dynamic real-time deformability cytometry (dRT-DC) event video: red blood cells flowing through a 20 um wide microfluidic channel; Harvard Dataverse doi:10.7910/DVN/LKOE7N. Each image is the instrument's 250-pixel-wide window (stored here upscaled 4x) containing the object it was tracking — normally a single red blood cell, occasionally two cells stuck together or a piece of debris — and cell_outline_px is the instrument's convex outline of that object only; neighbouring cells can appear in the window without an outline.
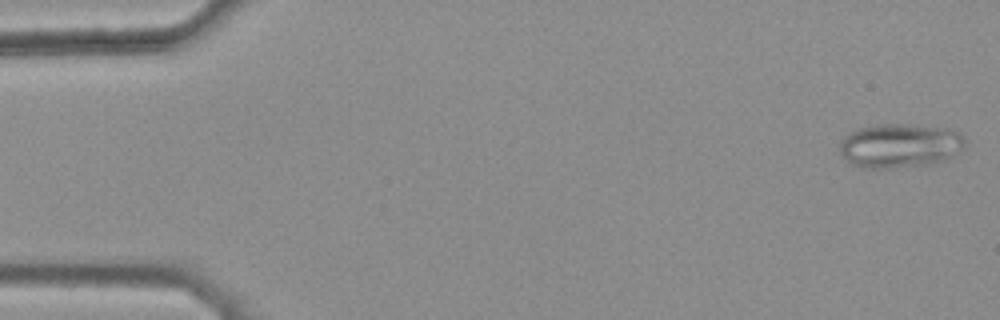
{"species": "common noctule bat (a hibernating species)", "species_latin": "Nyctalus noctula", "temperature_condition": "warm", "stored_images_in_passage": 45, "camera_frame_rate_fps": 3000, "um_per_image_px": 0.085, "animal": {"sex": "female", "body_mass_g": 25.1}, "frame": {"image": 1, "passage_image": 1, "time_ms": 0.0, "image_size_px": [1000, 320], "cell_outline_px": [[964, 148], [948, 160], [928, 164], [892, 168], [864, 168], [852, 164], [840, 152], [840, 140], [844, 136], [860, 128], [876, 124], [904, 124], [948, 128], [960, 132], [964, 136]], "centroid_in_image_um": [76.52, 12.37], "position_along_channel_um": 8.5, "area_um2": 32.37}}
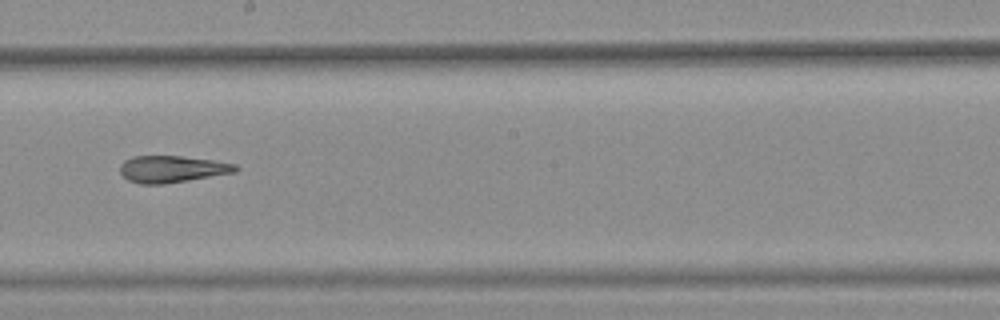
{"frame": {"image": 2, "passage_image": 29, "time_ms": 9.333, "image_size_px": [1000, 320], "cell_outline_px": [[240, 168], [236, 172], [164, 184], [140, 184], [128, 180], [120, 172], [120, 164], [124, 160], [132, 156], [180, 156], [212, 160], [236, 164]], "centroid_in_image_um": [14.61, 14.37], "position_along_channel_um": 233.6, "area_um2": 18.03}}
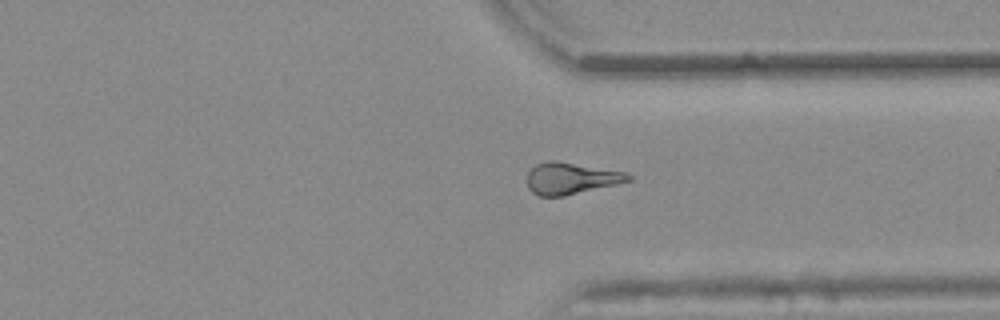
{"frame": {"image": 3, "passage_image": 39, "time_ms": 12.667, "image_size_px": [1000, 320], "cell_outline_px": [[632, 180], [616, 184], [564, 196], [540, 196], [532, 192], [528, 188], [528, 172], [536, 164], [548, 160], [556, 160], [624, 172], [632, 176]], "centroid_in_image_um": [48.51, 15.16], "position_along_channel_um": 362.9, "area_um2": 18.5}, "authors_computed_cell_mechanics": {"area_um2": 19.1896, "velocity_mm_per_s": 3.8766, "shape_relaxation_time_tau1_ms": null, "shape_relaxation_time_tau2_ms": 4.5064, "deformation_change_tau1": null, "deformation_change_tau2": 0.1151}}